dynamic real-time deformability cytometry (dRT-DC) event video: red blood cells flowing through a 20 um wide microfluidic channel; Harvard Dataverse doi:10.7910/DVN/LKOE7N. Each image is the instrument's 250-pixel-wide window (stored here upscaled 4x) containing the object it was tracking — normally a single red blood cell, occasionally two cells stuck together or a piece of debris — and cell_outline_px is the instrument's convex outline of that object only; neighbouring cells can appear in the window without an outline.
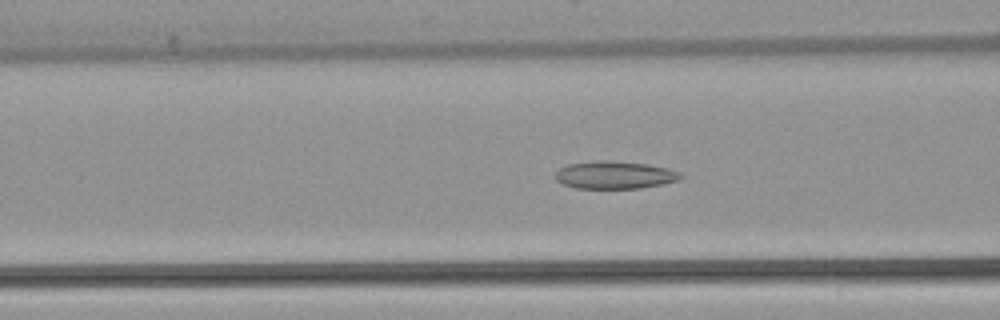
{"species": "common noctule bat (a hibernating species)", "species_latin": "Nyctalus noctula", "temperature_condition": "warm", "stored_images_in_passage": 54, "camera_frame_rate_fps": 3000, "um_per_image_px": 0.085, "animal": {"sex": "female", "body_mass_g": 22.7, "forearm_length_mm": 54.2}, "frame": {"image": 1, "passage_image": 21, "time_ms": 6.667, "image_size_px": [1000, 320], "cell_outline_px": [[684, 176], [680, 180], [664, 184], [640, 188], [576, 188], [564, 184], [556, 180], [556, 172], [560, 168], [568, 164], [596, 160], [604, 160], [648, 164], [668, 168], [680, 172]], "centroid_in_image_um": [52.29, 14.87], "position_along_channel_um": 114.3, "area_um2": 20.23}}
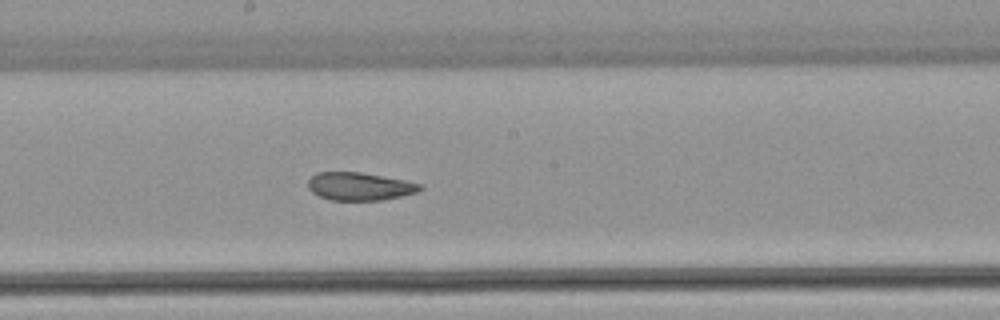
{"frame": {"image": 2, "passage_image": 29, "time_ms": 9.333, "image_size_px": [1000, 320], "cell_outline_px": [[424, 188], [416, 192], [384, 200], [332, 200], [320, 196], [312, 192], [308, 188], [308, 180], [316, 172], [360, 172], [404, 180], [424, 184]], "centroid_in_image_um": [30.58, 15.84], "position_along_channel_um": 217.6, "area_um2": 18.21}}
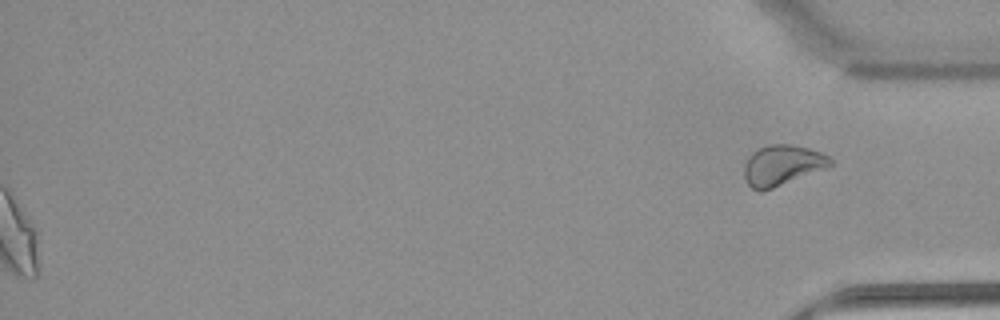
{"frame": {"image": 3, "passage_image": 54, "time_ms": 17.667, "image_size_px": [1000, 320], "cell_outline_px": [[832, 164], [824, 168], [772, 188], [760, 192], [752, 188], [748, 184], [744, 176], [744, 164], [748, 156], [752, 152], [768, 144], [792, 144], [808, 148], [820, 152], [828, 156], [832, 160]], "centroid_in_image_um": [66.44, 14.03], "position_along_channel_um": 368.8, "area_um2": 20.0}, "authors_computed_cell_mechanics": {"area_um2": 21.1548, "velocity_mm_per_s": 3.8763, "shape_relaxation_time_tau1_ms": null, "shape_relaxation_time_tau2_ms": 1.9438, "deformation_change_tau1": null, "deformation_change_tau2": 0.0823}}